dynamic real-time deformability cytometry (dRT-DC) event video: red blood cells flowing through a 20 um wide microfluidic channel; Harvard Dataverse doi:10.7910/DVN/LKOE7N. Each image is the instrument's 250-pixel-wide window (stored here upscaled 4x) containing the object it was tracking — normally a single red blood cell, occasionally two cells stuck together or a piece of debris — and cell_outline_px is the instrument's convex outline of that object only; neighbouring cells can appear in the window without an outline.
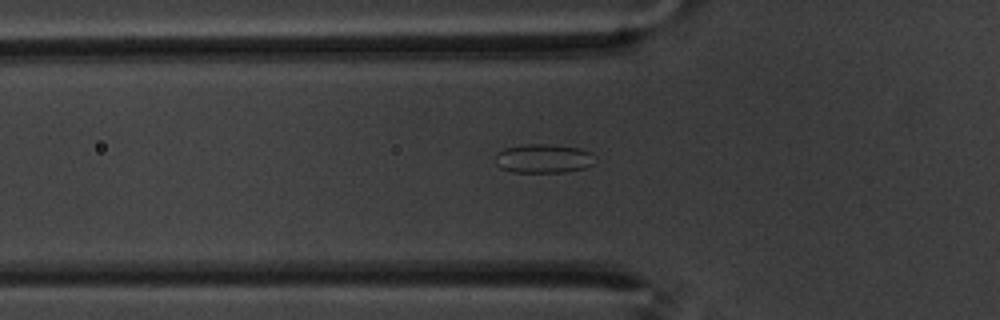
{"species": "common noctule bat (a hibernating species)", "species_latin": "Nyctalus noctula", "temperature_condition": "warm", "stored_images_in_passage": 59, "camera_frame_rate_fps": 3000, "um_per_image_px": 0.085, "animal": {"sex": "male", "body_mass_g": 20.1, "forearm_length_mm": 53.5}, "frame": {"image": 1, "passage_image": 20, "time_ms": 6.333, "image_size_px": [1000, 320], "cell_outline_px": [[596, 156], [592, 164], [584, 168], [564, 172], [512, 172], [500, 168], [496, 164], [496, 152], [504, 148], [524, 144], [544, 144], [580, 148], [592, 152]], "centroid_in_image_um": [46.18, 13.47], "position_along_channel_um": 79.6, "area_um2": 16.94}}
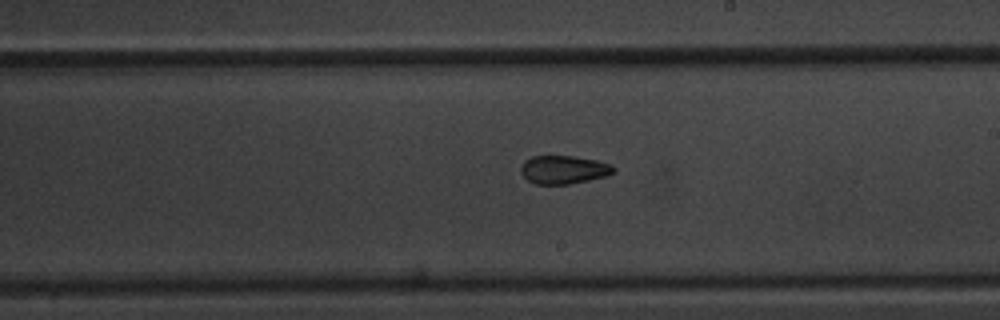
{"frame": {"image": 2, "passage_image": 34, "time_ms": 11.0, "image_size_px": [1000, 320], "cell_outline_px": [[616, 172], [608, 176], [568, 184], [536, 184], [528, 180], [520, 172], [520, 168], [524, 160], [532, 156], [572, 156], [596, 160], [608, 164], [616, 168]], "centroid_in_image_um": [47.91, 14.42], "position_along_channel_um": 241.1, "area_um2": 15.32}}
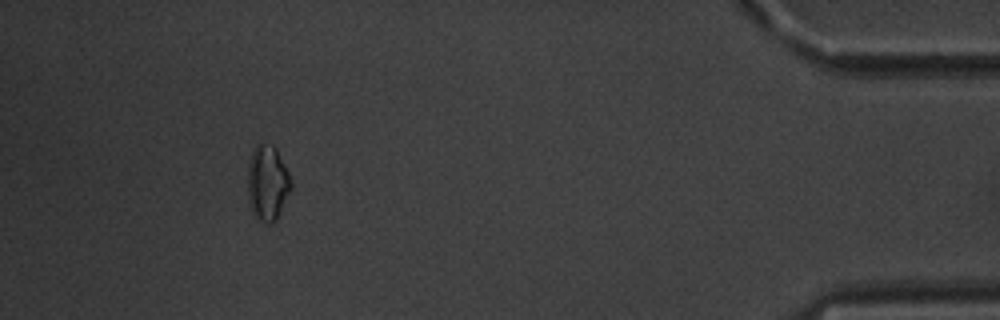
{"frame": {"image": 3, "passage_image": 54, "time_ms": 17.667, "image_size_px": [1000, 320], "cell_outline_px": [[292, 188], [276, 220], [268, 224], [260, 220], [256, 216], [248, 200], [248, 164], [252, 152], [256, 144], [272, 144], [276, 148], [288, 172], [292, 184]], "centroid_in_image_um": [22.74, 15.53], "position_along_channel_um": 412.5, "area_um2": 18.84}, "authors_computed_cell_mechanics": {"area_um2": 16.8198, "velocity_mm_per_s": 3.4413, "shape_relaxation_time_tau1_ms": 5.5619, "shape_relaxation_time_tau2_ms": 2.7705, "deformation_change_tau1": 0.1019, "deformation_change_tau2": 0.0726}}